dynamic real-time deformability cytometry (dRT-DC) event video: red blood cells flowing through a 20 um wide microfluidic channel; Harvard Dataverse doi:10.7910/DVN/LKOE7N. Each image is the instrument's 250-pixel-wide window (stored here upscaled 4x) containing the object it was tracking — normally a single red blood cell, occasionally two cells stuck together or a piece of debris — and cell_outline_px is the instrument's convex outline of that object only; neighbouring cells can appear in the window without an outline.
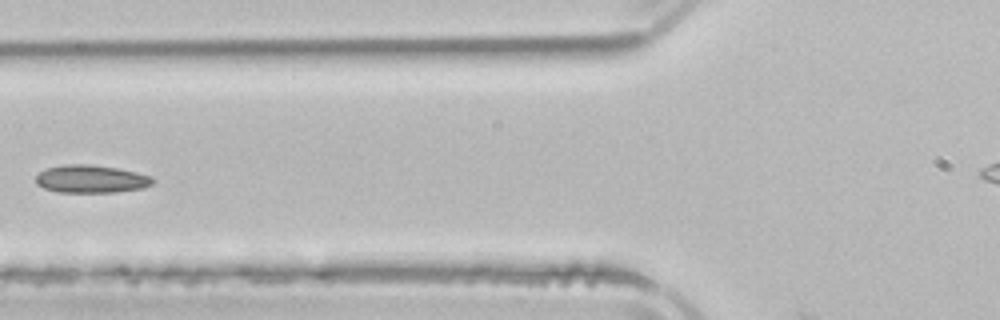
{"species": "common noctule bat (a hibernating species)", "species_latin": "Nyctalus noctula", "temperature_condition": "room temperature", "stored_images_in_passage": 2, "camera_frame_rate_fps": 3000, "um_per_image_px": 0.085, "animal": {"sex": "male", "body_mass_g": 21.5, "forearm_length_mm": 52.0}, "frame": {"image": 1, "passage_image": 2, "time_ms": 1.333, "image_size_px": [1000, 320], "cell_outline_px": [[156, 180], [152, 184], [144, 188], [116, 192], [56, 192], [44, 188], [36, 184], [36, 176], [40, 172], [48, 168], [68, 164], [88, 164], [116, 168], [136, 172], [152, 176]], "centroid_in_image_um": [7.77, 15.22], "position_along_channel_um": 118.0, "area_um2": 18.96}}